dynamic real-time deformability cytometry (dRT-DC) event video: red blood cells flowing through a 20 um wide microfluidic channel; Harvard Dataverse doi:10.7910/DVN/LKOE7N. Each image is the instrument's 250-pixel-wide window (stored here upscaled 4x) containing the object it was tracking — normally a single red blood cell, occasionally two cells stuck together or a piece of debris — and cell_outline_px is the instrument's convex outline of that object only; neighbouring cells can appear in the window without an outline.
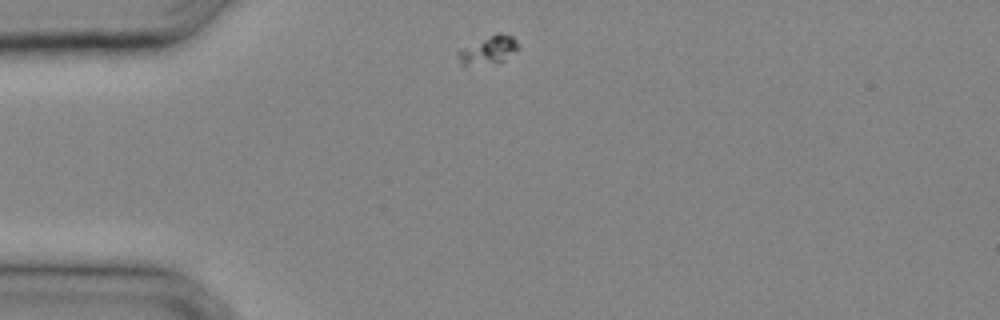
{"species": "common noctule bat (a hibernating species)", "species_latin": "Nyctalus noctula", "temperature_condition": "cold", "stored_images_in_passage": 20, "camera_frame_rate_fps": 3000, "um_per_image_px": 0.085, "animal": {"sex": "male", "body_mass_g": 20.4}, "frame": {"image": 1, "passage_image": 1, "time_ms": 0.0, "image_size_px": [1000, 320], "cell_outline_px": [[520, 48], [516, 52], [504, 60], [464, 68], [460, 64], [456, 52], [460, 48], [496, 32], [500, 32], [512, 36], [516, 40]], "centroid_in_image_um": [41.47, 4.26], "position_along_channel_um": 43.5, "area_um2": 10.29}}